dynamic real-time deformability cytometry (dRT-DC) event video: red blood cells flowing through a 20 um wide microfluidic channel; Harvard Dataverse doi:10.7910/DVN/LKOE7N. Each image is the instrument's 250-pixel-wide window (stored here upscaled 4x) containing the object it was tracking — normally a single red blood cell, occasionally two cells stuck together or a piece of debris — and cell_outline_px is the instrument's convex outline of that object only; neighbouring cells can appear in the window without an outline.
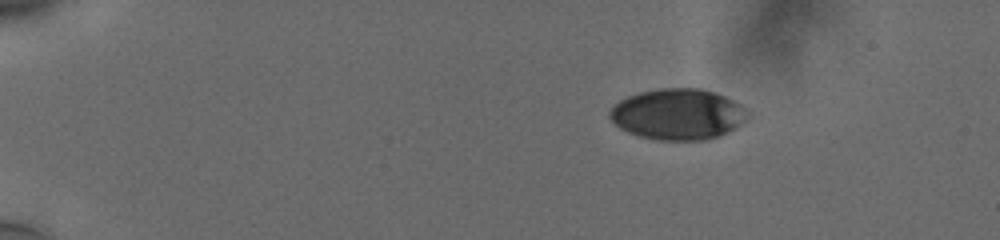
{"species": "human", "species_latin": "Homo sapiens", "temperature_condition": "cold", "stored_images_in_passage": 48, "camera_frame_rate_fps": 3000, "um_per_image_px": 0.085, "donor": {"sex": "male"}, "frame": {"image": 1, "passage_image": 1, "time_ms": 0.0, "image_size_px": [1000, 240], "cell_outline_px": [[752, 116], [740, 124], [720, 136], [708, 140], [656, 140], [640, 136], [628, 132], [620, 128], [608, 116], [608, 112], [620, 100], [628, 96], [640, 92], [660, 88], [700, 88], [716, 92], [748, 108], [752, 112]], "centroid_in_image_um": [57.67, 9.71], "position_along_channel_um": 27.3, "area_um2": 41.27}}
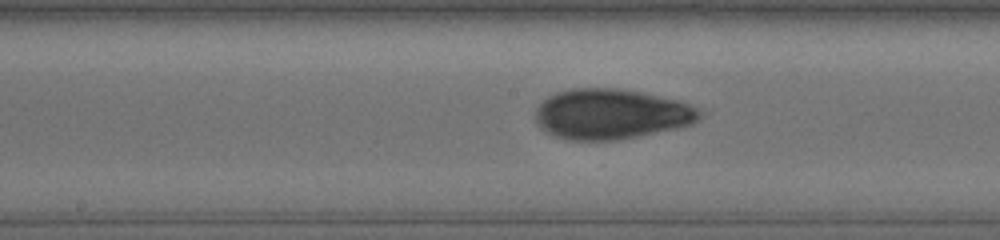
{"frame": {"image": 2, "passage_image": 23, "time_ms": 7.333, "image_size_px": [1000, 240], "cell_outline_px": [[700, 116], [692, 124], [676, 128], [616, 140], [572, 140], [556, 136], [548, 132], [536, 120], [536, 108], [548, 96], [556, 92], [572, 88], [616, 88], [640, 92], [680, 100], [696, 108], [700, 112]], "centroid_in_image_um": [51.94, 9.68], "position_along_channel_um": 196.3, "area_um2": 47.51}}
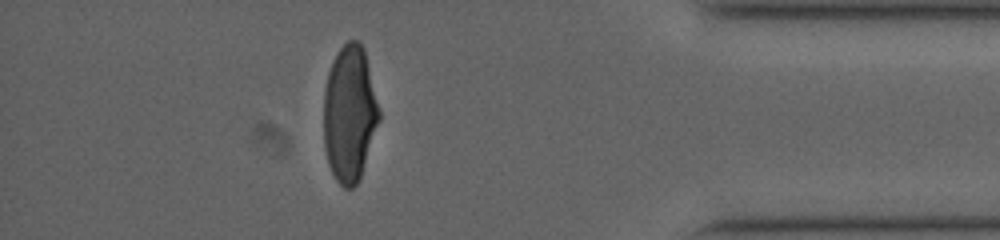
{"frame": {"image": 3, "passage_image": 42, "time_ms": 13.667, "image_size_px": [1000, 240], "cell_outline_px": [[380, 120], [360, 180], [352, 188], [344, 188], [336, 180], [328, 164], [324, 148], [324, 88], [328, 72], [332, 60], [340, 48], [348, 40], [360, 40], [364, 48], [380, 112]], "centroid_in_image_um": [29.71, 9.67], "position_along_channel_um": 405.5, "area_um2": 44.39}, "authors_computed_cell_mechanics": {"area_um2": 45.0551, "velocity_mm_per_s": 3.7825, "shape_relaxation_time_tau1_ms": 5.3025, "shape_relaxation_time_tau2_ms": 1.5641, "deformation_change_tau1": 0.1875, "deformation_change_tau2": 0.0577}}